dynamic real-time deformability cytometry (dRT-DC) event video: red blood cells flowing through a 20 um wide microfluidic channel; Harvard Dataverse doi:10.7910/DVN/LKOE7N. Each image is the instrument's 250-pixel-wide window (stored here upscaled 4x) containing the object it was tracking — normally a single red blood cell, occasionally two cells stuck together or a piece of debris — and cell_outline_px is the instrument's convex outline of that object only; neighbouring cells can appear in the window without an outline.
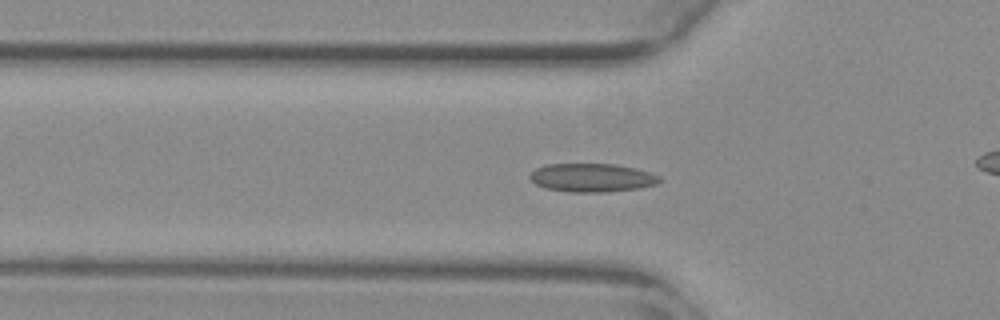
{"species": "common noctule bat (a hibernating species)", "species_latin": "Nyctalus noctula", "temperature_condition": "warm", "stored_images_in_passage": 49, "camera_frame_rate_fps": 3000, "um_per_image_px": 0.085, "animal": {"sex": "female", "body_mass_g": 29.2, "forearm_length_mm": 56.3}, "frame": {"image": 1, "passage_image": 12, "time_ms": 3.667, "image_size_px": [1000, 320], "cell_outline_px": [[660, 180], [656, 184], [640, 188], [604, 192], [568, 192], [544, 188], [536, 184], [528, 176], [536, 168], [548, 164], [616, 164], [636, 168], [660, 176]], "centroid_in_image_um": [50.3, 15.1], "position_along_channel_um": 75.5, "area_um2": 21.5}}
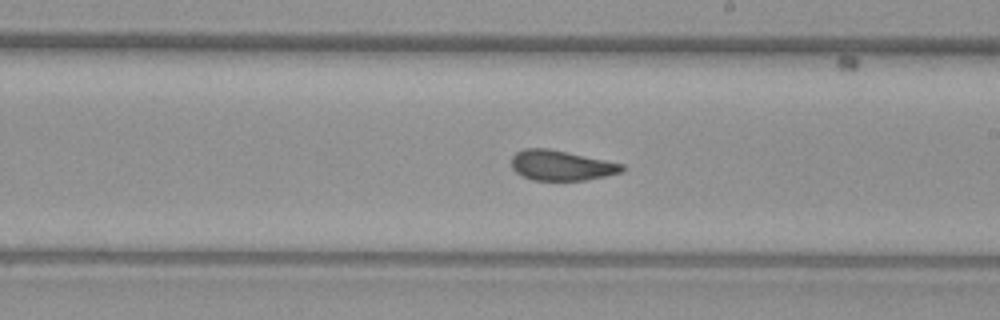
{"frame": {"image": 2, "passage_image": 25, "time_ms": 8.0, "image_size_px": [1000, 320], "cell_outline_px": [[628, 168], [624, 172], [584, 180], [532, 180], [516, 172], [512, 168], [512, 156], [516, 152], [524, 148], [548, 148], [568, 152], [624, 164]], "centroid_in_image_um": [47.74, 14.05], "position_along_channel_um": 241.3, "area_um2": 19.48}}
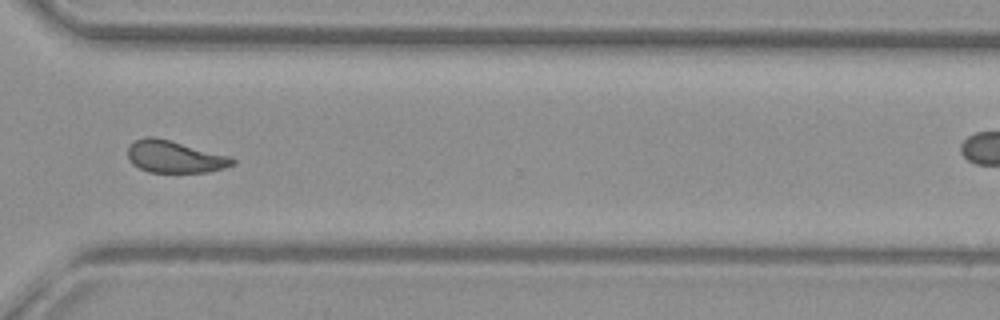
{"frame": {"image": 3, "passage_image": 34, "time_ms": 11.0, "image_size_px": [1000, 320], "cell_outline_px": [[236, 164], [224, 168], [208, 172], [148, 172], [132, 164], [128, 160], [128, 148], [136, 140], [148, 136], [152, 136], [168, 140], [228, 156], [236, 160]], "centroid_in_image_um": [14.83, 13.34], "position_along_channel_um": 355.8, "area_um2": 19.25}, "authors_computed_cell_mechanics": {"area_um2": 20.2878, "velocity_mm_per_s": 3.8086, "shape_relaxation_time_tau1_ms": null, "shape_relaxation_time_tau2_ms": 1.4053, "deformation_change_tau1": null, "deformation_change_tau2": 0.0801}}